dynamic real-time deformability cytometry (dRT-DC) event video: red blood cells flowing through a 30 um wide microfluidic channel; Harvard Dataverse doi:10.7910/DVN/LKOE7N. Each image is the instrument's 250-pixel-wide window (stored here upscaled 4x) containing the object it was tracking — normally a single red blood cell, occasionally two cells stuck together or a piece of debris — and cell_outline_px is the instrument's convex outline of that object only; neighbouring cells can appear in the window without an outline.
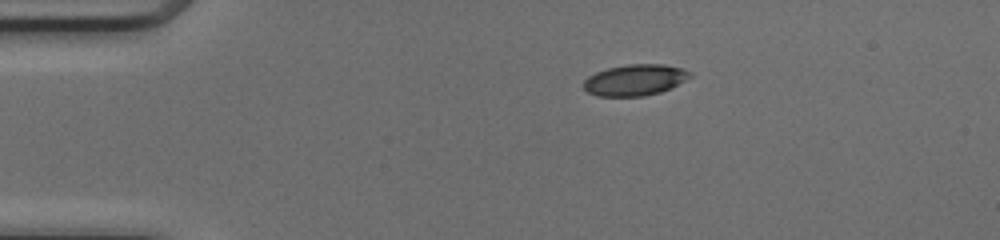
{"species": "common noctule bat (a hibernating species)", "species_latin": "Nyctalus noctula", "temperature_condition": "cold", "stored_images_in_passage": 41, "camera_frame_rate_fps": 3000, "um_per_image_px": 0.085, "animal": {"sex": "female", "body_mass_g": 17.0, "forearm_length_mm": 48.0}, "frame": {"image": 1, "passage_image": 1, "time_ms": 0.0, "image_size_px": [1000, 240], "cell_outline_px": [[692, 76], [672, 88], [660, 92], [644, 96], [596, 96], [588, 92], [584, 88], [584, 80], [588, 76], [596, 72], [608, 68], [628, 64], [660, 64], [684, 68], [692, 72]], "centroid_in_image_um": [54.0, 6.8], "position_along_channel_um": 31.0, "area_um2": 19.42}}
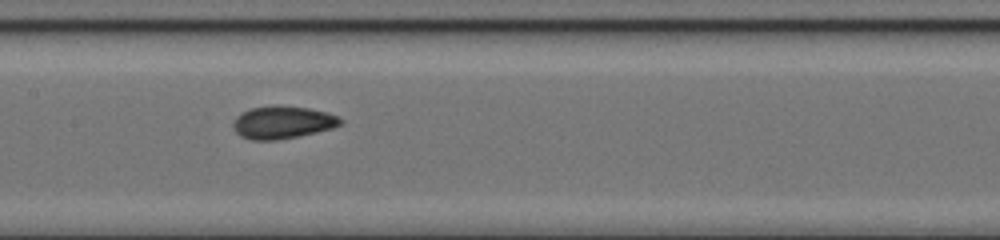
{"frame": {"image": 2, "passage_image": 16, "time_ms": 5.0, "image_size_px": [1000, 240], "cell_outline_px": [[344, 120], [340, 124], [332, 128], [316, 132], [276, 140], [252, 140], [240, 136], [236, 132], [232, 124], [236, 116], [240, 112], [248, 108], [308, 108], [328, 112]], "centroid_in_image_um": [23.99, 10.43], "position_along_channel_um": 183.4, "area_um2": 19.71}}
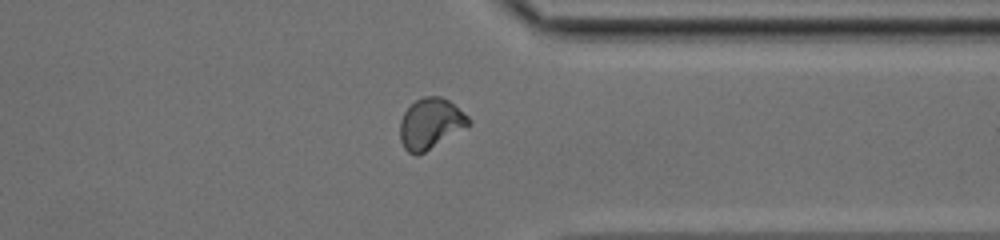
{"frame": {"image": 3, "passage_image": 30, "time_ms": 9.667, "image_size_px": [1000, 240], "cell_outline_px": [[472, 124], [424, 152], [416, 156], [408, 152], [404, 148], [400, 140], [400, 120], [404, 112], [416, 100], [424, 96], [440, 96], [448, 100], [468, 116], [472, 120]], "centroid_in_image_um": [36.59, 10.51], "position_along_channel_um": 374.8, "area_um2": 20.17}, "authors_computed_cell_mechanics": {"area_um2": 19.5942, "velocity_mm_per_s": 4.1746, "shape_relaxation_time_tau1_ms": null, "shape_relaxation_time_tau2_ms": 1.2187, "deformation_change_tau1": null, "deformation_change_tau2": 0.056}}